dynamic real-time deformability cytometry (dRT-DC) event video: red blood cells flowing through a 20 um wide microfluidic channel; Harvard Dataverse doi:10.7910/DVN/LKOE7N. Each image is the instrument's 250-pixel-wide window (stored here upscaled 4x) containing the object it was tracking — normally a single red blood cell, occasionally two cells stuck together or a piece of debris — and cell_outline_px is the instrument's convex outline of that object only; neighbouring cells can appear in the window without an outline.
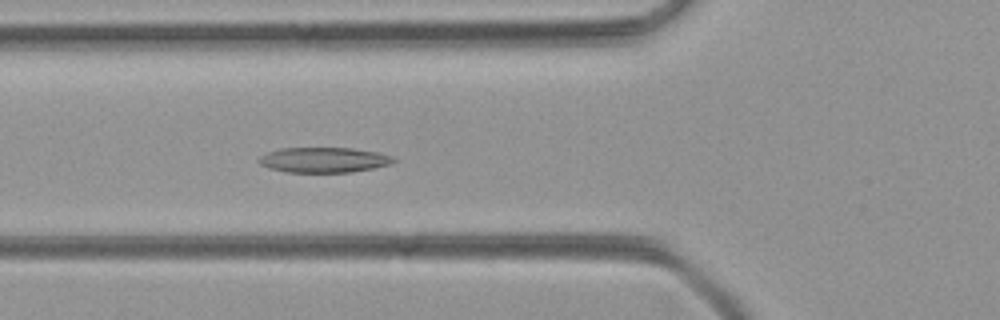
{"species": "common noctule bat (a hibernating species)", "species_latin": "Nyctalus noctula", "temperature_condition": "room temperature", "stored_images_in_passage": 37, "camera_frame_rate_fps": 3000, "um_per_image_px": 0.085, "animal": {"sex": "female", "body_mass_g": 21.9}, "frame": {"image": 1, "passage_image": 5, "time_ms": 1.333, "image_size_px": [1000, 320], "cell_outline_px": [[396, 160], [388, 164], [372, 168], [352, 172], [284, 172], [268, 168], [260, 164], [256, 160], [260, 156], [268, 152], [280, 148], [352, 148], [376, 152], [396, 156]], "centroid_in_image_um": [27.49, 13.59], "position_along_channel_um": 98.3, "area_um2": 19.83}}
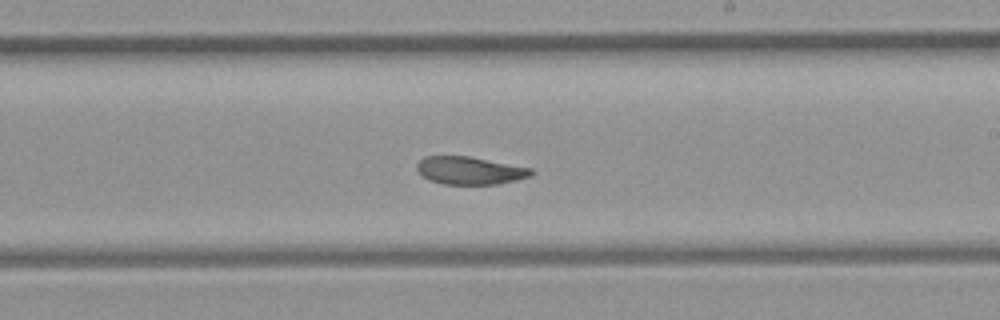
{"frame": {"image": 2, "passage_image": 16, "time_ms": 5.0, "image_size_px": [1000, 320], "cell_outline_px": [[536, 172], [532, 176], [516, 180], [496, 184], [444, 184], [428, 180], [416, 168], [416, 164], [424, 156], [468, 156], [532, 168]], "centroid_in_image_um": [39.96, 14.49], "position_along_channel_um": 249.0, "area_um2": 18.5}}
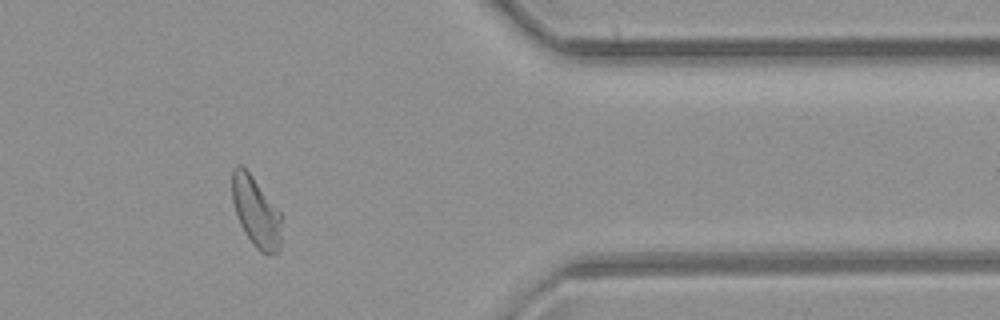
{"frame": {"image": 3, "passage_image": 28, "time_ms": 9.0, "image_size_px": [1000, 320], "cell_outline_px": [[280, 248], [276, 252], [268, 256], [260, 252], [252, 244], [244, 232], [240, 224], [232, 200], [232, 168], [236, 164], [240, 164], [252, 176], [280, 212]], "centroid_in_image_um": [21.73, 18.02], "position_along_channel_um": 389.7, "area_um2": 20.0}}